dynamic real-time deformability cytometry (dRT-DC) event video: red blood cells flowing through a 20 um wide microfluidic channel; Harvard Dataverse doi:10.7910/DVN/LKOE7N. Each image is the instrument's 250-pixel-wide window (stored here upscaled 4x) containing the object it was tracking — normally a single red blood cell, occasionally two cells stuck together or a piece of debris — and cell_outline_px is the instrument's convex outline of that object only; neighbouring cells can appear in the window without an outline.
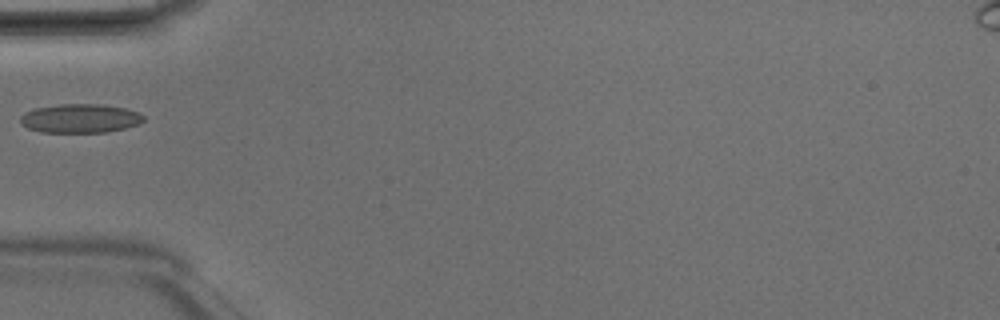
{"species": "Egyptian fruit bat (a non-hibernating species)", "species_latin": "Rousettus aegyptiacus", "temperature_condition": "room temperature", "stored_images_in_passage": 6, "camera_frame_rate_fps": 3000, "um_per_image_px": 0.085, "animal": {"sex": "male"}, "frame": {"image": 1, "passage_image": 6, "time_ms": 1.667, "image_size_px": [1000, 320], "cell_outline_px": [[144, 120], [140, 124], [124, 128], [104, 132], [40, 132], [28, 128], [20, 124], [20, 116], [24, 112], [36, 108], [60, 104], [104, 104], [124, 108], [140, 112], [144, 116]], "centroid_in_image_um": [6.81, 10.06], "position_along_channel_um": 78.2, "area_um2": 20.87}}